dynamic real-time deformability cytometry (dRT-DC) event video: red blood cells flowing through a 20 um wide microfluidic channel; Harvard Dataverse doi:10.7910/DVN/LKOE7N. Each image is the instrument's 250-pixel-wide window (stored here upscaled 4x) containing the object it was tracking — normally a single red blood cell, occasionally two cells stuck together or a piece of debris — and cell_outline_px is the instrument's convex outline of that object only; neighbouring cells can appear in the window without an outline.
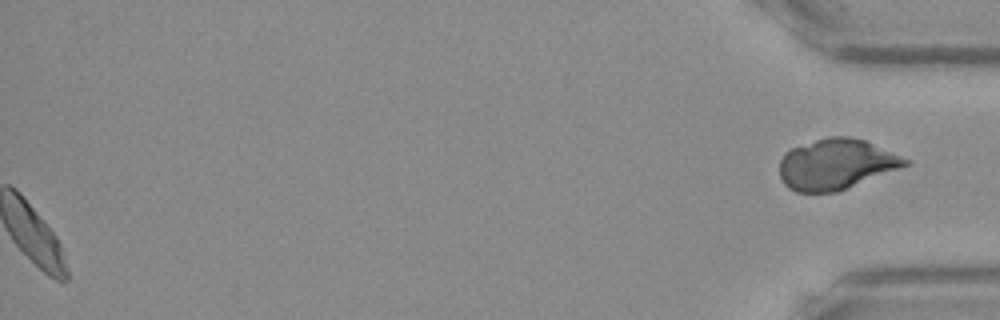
{"species": "Egyptian fruit bat (a non-hibernating species)", "species_latin": "Rousettus aegyptiacus", "temperature_condition": "warm", "stored_images_in_passage": 39, "segment_of_instrument_passage": [2, 2], "camera_frame_rate_fps": 3000, "um_per_image_px": 0.085, "frame": {"image": 1, "passage_image": 39, "time_ms": 12.667, "image_size_px": [1000, 320], "cell_outline_px": [[912, 160], [908, 164], [900, 168], [836, 192], [796, 192], [788, 188], [784, 184], [780, 176], [780, 160], [784, 152], [792, 148], [828, 136], [848, 136], [864, 140]], "centroid_in_image_um": [71.06, 13.96], "position_along_channel_um": 364.1, "area_um2": 36.82}}